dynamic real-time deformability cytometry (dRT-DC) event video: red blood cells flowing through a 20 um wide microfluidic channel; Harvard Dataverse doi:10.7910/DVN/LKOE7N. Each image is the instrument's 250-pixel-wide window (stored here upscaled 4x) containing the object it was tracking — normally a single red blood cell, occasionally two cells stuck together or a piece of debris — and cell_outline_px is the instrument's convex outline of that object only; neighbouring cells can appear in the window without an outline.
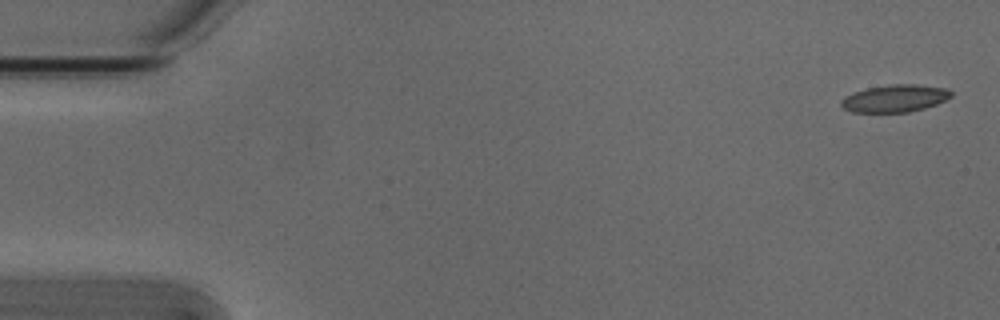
{"species": "Egyptian fruit bat (a non-hibernating species)", "species_latin": "Rousettus aegyptiacus", "temperature_condition": "cold", "stored_images_in_passage": 5, "camera_frame_rate_fps": 3000, "um_per_image_px": 0.085, "animal": {"sex": "male"}, "frame": {"image": 1, "passage_image": 1, "time_ms": 0.0, "image_size_px": [1000, 320], "cell_outline_px": [[952, 96], [936, 104], [924, 108], [908, 112], [852, 112], [844, 108], [840, 104], [840, 100], [844, 96], [868, 88], [892, 84], [912, 84], [944, 88], [952, 92]], "centroid_in_image_um": [76.04, 8.37], "position_along_channel_um": 9.0, "area_um2": 17.28}}
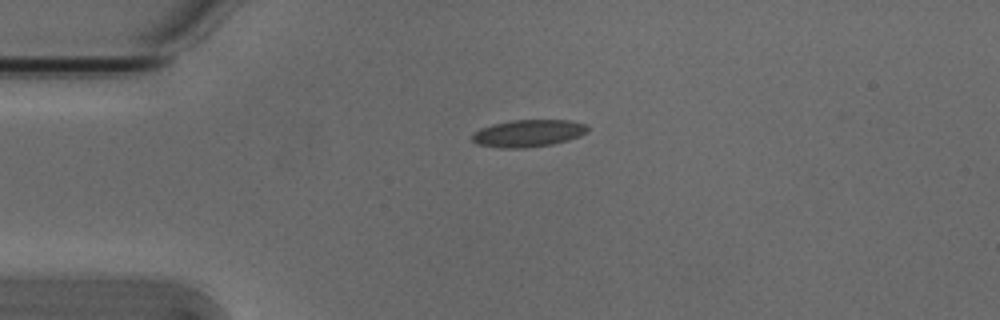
{"frame": {"image": 2, "passage_image": 4, "time_ms": 1.0, "image_size_px": [1000, 320], "cell_outline_px": [[588, 128], [580, 136], [568, 140], [552, 144], [520, 148], [500, 148], [476, 144], [472, 140], [472, 132], [480, 128], [492, 124], [512, 120], [572, 120], [588, 124]], "centroid_in_image_um": [44.87, 11.32], "position_along_channel_um": 40.1, "area_um2": 18.38}}